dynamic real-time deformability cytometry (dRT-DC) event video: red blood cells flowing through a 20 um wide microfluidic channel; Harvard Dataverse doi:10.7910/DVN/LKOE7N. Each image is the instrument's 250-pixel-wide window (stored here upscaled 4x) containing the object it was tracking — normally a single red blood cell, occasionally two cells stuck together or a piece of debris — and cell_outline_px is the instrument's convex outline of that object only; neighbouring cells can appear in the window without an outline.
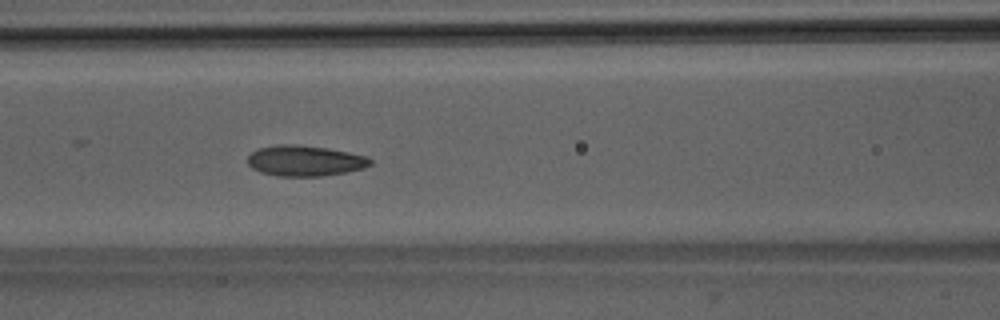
{"species": "Egyptian fruit bat (a non-hibernating species)", "species_latin": "Rousettus aegyptiacus", "temperature_condition": "room temperature", "stored_images_in_passage": 50, "camera_frame_rate_fps": 3000, "um_per_image_px": 0.085, "animal": {"sex": "male"}, "frame": {"image": 1, "passage_image": 21, "time_ms": 6.667, "image_size_px": [1000, 320], "cell_outline_px": [[372, 164], [364, 168], [344, 172], [320, 176], [276, 176], [260, 172], [252, 168], [248, 164], [248, 156], [252, 152], [260, 148], [276, 144], [296, 144], [328, 148], [368, 156], [372, 160]], "centroid_in_image_um": [25.92, 13.66], "position_along_channel_um": 140.7, "area_um2": 21.96}}
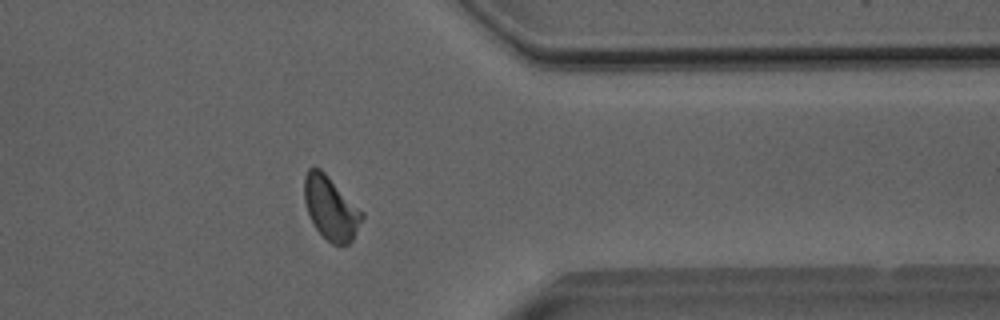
{"frame": {"image": 2, "passage_image": 40, "time_ms": 13.0, "image_size_px": [1000, 320], "cell_outline_px": [[364, 216], [352, 240], [348, 244], [332, 244], [316, 228], [308, 212], [304, 200], [304, 176], [308, 168], [320, 168], [364, 212]], "centroid_in_image_um": [28.12, 17.67], "position_along_channel_um": 383.3, "area_um2": 20.98}}
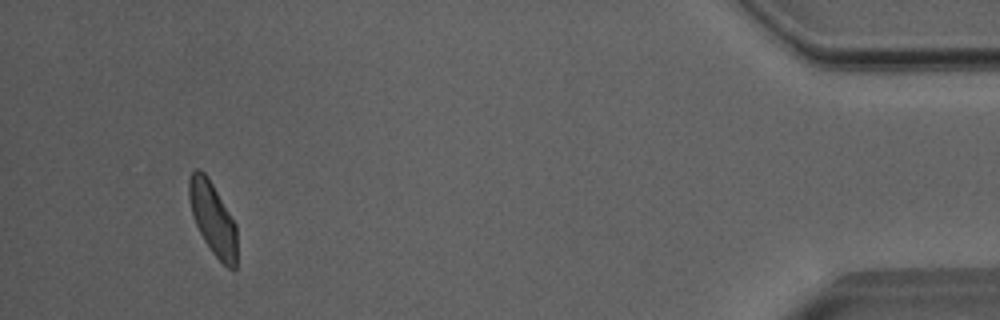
{"frame": {"image": 3, "passage_image": 47, "time_ms": 15.333, "image_size_px": [1000, 320], "cell_outline_px": [[236, 268], [232, 272], [212, 252], [204, 240], [196, 224], [188, 200], [188, 180], [192, 172], [196, 168], [200, 168], [208, 176], [236, 224]], "centroid_in_image_um": [18.08, 18.55], "position_along_channel_um": 417.1, "area_um2": 20.29}, "authors_computed_cell_mechanics": {"area_um2": 21.4149, "velocity_mm_per_s": 3.9982, "shape_relaxation_time_tau1_ms": 4.0262, "shape_relaxation_time_tau2_ms": 1.3536, "deformation_change_tau1": 0.1218, "deformation_change_tau2": 0.0585}}